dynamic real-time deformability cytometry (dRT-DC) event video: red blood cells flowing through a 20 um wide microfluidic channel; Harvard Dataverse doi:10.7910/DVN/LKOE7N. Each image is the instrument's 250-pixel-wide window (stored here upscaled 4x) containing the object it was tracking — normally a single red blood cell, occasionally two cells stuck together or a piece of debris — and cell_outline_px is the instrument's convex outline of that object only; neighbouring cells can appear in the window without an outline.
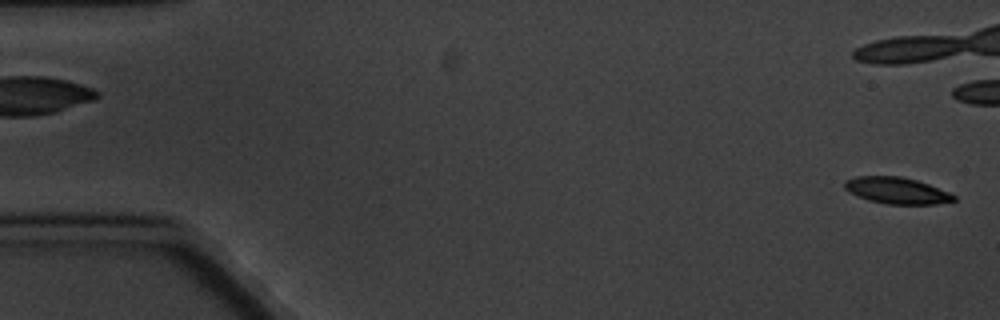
{"species": "common noctule bat (a hibernating species)", "species_latin": "Nyctalus noctula", "temperature_condition": "cold", "stored_images_in_passage": 6, "segment_of_instrument_passage": [2, 2], "camera_frame_rate_fps": 3000, "um_per_image_px": 0.085, "animal": {"sex": "male", "body_mass_g": 20.1, "forearm_length_mm": 53.5}, "frame": {"image": 1, "passage_image": 6, "time_ms": 6.0, "image_size_px": [1000, 320], "cell_outline_px": [[956, 200], [936, 204], [888, 204], [868, 200], [856, 196], [848, 192], [844, 188], [844, 180], [856, 176], [900, 176], [916, 180], [928, 184], [948, 192], [956, 196]], "centroid_in_image_um": [76.18, 16.19], "position_along_channel_um": 8.8, "area_um2": 16.88}}